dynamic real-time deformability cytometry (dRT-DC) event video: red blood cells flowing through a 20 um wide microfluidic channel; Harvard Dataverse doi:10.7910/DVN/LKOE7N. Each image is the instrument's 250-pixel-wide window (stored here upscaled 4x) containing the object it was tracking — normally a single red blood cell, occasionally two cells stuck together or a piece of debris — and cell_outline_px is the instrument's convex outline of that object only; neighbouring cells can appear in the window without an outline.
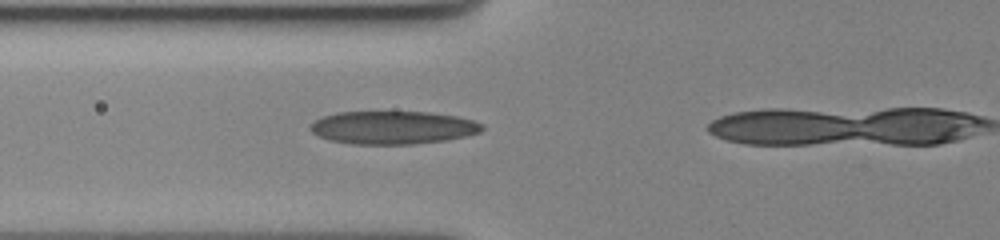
{"species": "human", "species_latin": "Homo sapiens", "temperature_condition": "cold", "stored_images_in_passage": 35, "camera_frame_rate_fps": 3000, "um_per_image_px": 0.085, "donor": {"sex": "female"}, "frame": {"image": 1, "passage_image": 20, "time_ms": 6.333, "image_size_px": [1000, 240], "cell_outline_px": [[484, 128], [480, 132], [448, 140], [412, 144], [352, 144], [328, 140], [312, 132], [308, 128], [316, 120], [324, 116], [336, 112], [428, 112], [456, 116], [472, 120], [484, 124]], "centroid_in_image_um": [33.4, 10.84], "position_along_channel_um": 92.4, "area_um2": 33.06}}
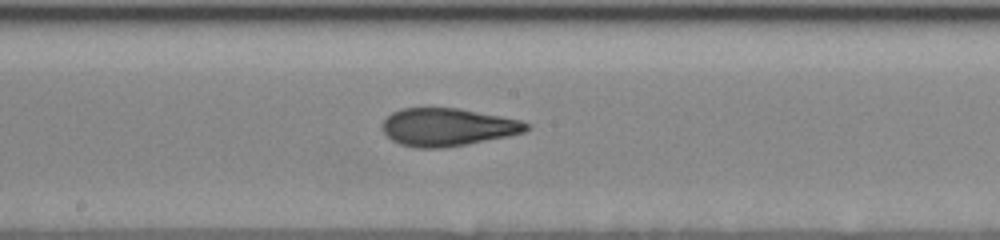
{"frame": {"image": 2, "passage_image": 30, "time_ms": 9.667, "image_size_px": [1000, 240], "cell_outline_px": [[532, 128], [524, 132], [508, 136], [444, 148], [416, 148], [400, 144], [392, 140], [384, 132], [384, 120], [392, 112], [404, 108], [456, 108], [500, 116], [520, 120], [532, 124]], "centroid_in_image_um": [38.08, 10.81], "position_along_channel_um": 210.1, "area_um2": 31.5}}
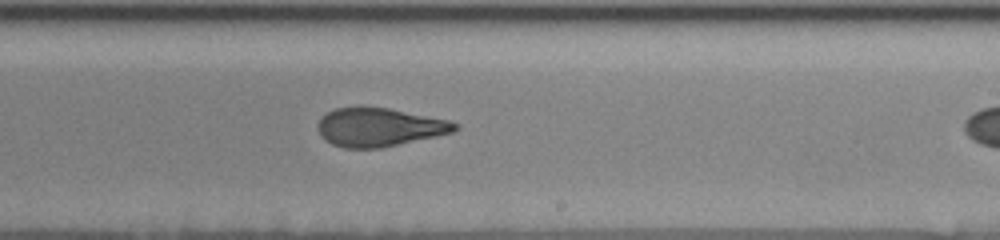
{"frame": {"image": 3, "passage_image": 34, "time_ms": 11.0, "image_size_px": [1000, 240], "cell_outline_px": [[460, 128], [452, 132], [436, 136], [380, 148], [344, 148], [332, 144], [324, 140], [316, 124], [328, 112], [336, 108], [360, 104], [388, 108], [448, 120], [460, 124]], "centroid_in_image_um": [32.21, 10.78], "position_along_channel_um": 256.8, "area_um2": 31.04}}